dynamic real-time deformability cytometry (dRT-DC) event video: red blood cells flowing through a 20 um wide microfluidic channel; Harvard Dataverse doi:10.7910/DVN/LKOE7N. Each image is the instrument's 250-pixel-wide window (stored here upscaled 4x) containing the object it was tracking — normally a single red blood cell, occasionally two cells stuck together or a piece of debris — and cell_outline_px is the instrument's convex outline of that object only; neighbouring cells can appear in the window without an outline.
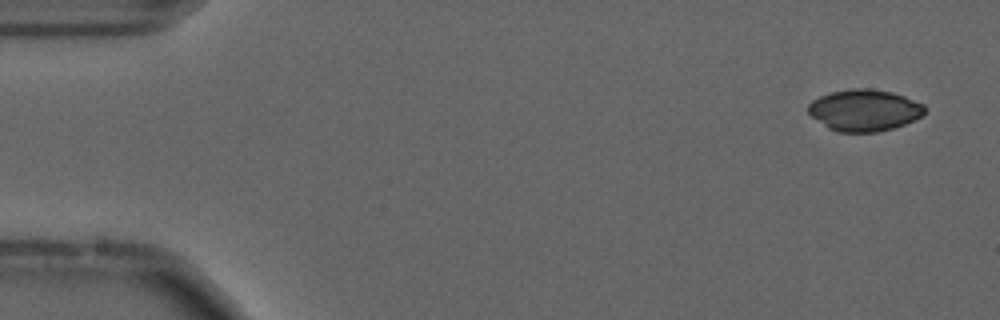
{"species": "common noctule bat (a hibernating species)", "species_latin": "Nyctalus noctula", "temperature_condition": "cold", "stored_images_in_passage": 55, "camera_frame_rate_fps": 3000, "um_per_image_px": 0.085, "animal": {"sex": "male", "forearm_length_mm": 52.5}, "frame": {"image": 1, "passage_image": 3, "time_ms": 0.667, "image_size_px": [1000, 320], "cell_outline_px": [[928, 108], [916, 120], [892, 128], [876, 132], [836, 132], [828, 128], [812, 116], [808, 112], [808, 104], [812, 100], [820, 96], [832, 92], [852, 88], [868, 88], [892, 92], [904, 96], [924, 104]], "centroid_in_image_um": [73.48, 9.37], "position_along_channel_um": 11.5, "area_um2": 28.26}}